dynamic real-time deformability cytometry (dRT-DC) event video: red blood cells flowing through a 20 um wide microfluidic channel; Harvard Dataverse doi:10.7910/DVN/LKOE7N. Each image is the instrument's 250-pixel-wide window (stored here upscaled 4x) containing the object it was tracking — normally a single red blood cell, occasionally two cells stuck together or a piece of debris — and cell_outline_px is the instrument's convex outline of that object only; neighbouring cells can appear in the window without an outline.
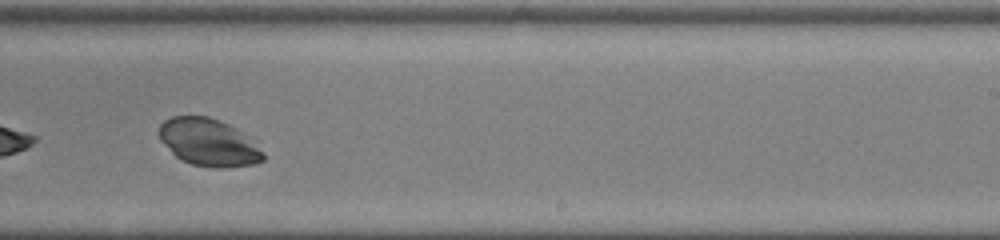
{"species": "common noctule bat (a hibernating species)", "species_latin": "Nyctalus noctula", "temperature_condition": "room temperature", "stored_images_in_passage": 41, "camera_frame_rate_fps": 3000, "um_per_image_px": 0.085, "animal": {"sex": "female", "body_mass_g": 22.0, "forearm_length_mm": 56.7}, "frame": {"image": 1, "passage_image": 35, "time_ms": 11.333, "image_size_px": [1000, 240], "cell_outline_px": [[264, 160], [256, 164], [224, 168], [212, 168], [192, 164], [180, 160], [160, 140], [160, 124], [164, 120], [172, 116], [208, 116], [220, 120], [236, 128], [264, 152]], "centroid_in_image_um": [17.73, 12.11], "position_along_channel_um": 271.3, "area_um2": 28.61}}